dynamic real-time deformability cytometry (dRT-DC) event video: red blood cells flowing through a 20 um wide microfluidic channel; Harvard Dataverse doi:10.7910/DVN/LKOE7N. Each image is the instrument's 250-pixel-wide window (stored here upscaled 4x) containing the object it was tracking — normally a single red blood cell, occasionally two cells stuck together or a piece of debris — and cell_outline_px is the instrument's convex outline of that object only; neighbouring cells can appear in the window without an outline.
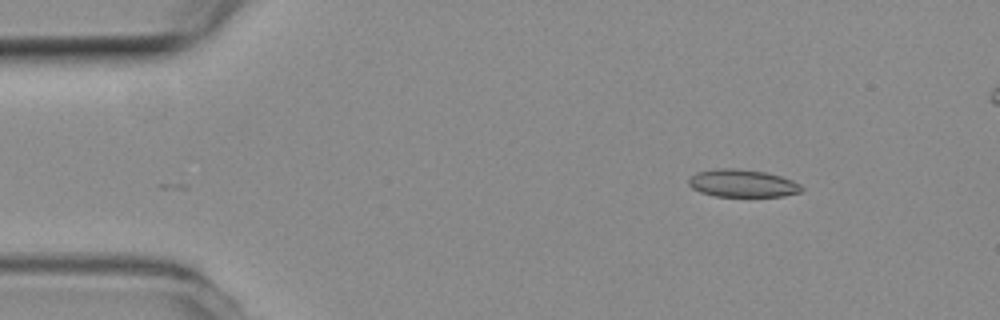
{"species": "common noctule bat (a hibernating species)", "species_latin": "Nyctalus noctula", "temperature_condition": "room temperature", "stored_images_in_passage": 46, "camera_frame_rate_fps": 3000, "um_per_image_px": 0.085, "animal": {"sex": "female", "body_mass_g": 19.3, "forearm_length_mm": 54.1}, "frame": {"image": 1, "passage_image": 1, "time_ms": 0.0, "image_size_px": [1000, 320], "cell_outline_px": [[804, 188], [800, 192], [784, 196], [716, 196], [700, 192], [692, 188], [688, 184], [688, 180], [696, 172], [716, 168], [732, 168], [764, 172], [780, 176], [792, 180], [800, 184]], "centroid_in_image_um": [63.1, 15.58], "position_along_channel_um": 21.9, "area_um2": 18.09}}
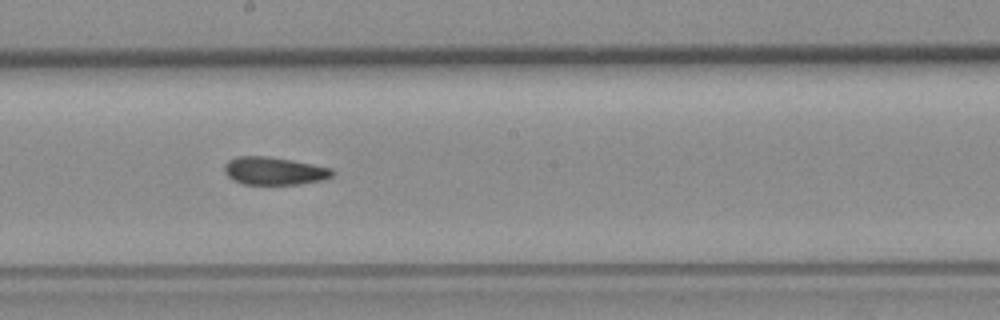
{"frame": {"image": 2, "passage_image": 23, "time_ms": 7.333, "image_size_px": [1000, 320], "cell_outline_px": [[336, 172], [332, 176], [324, 180], [300, 184], [244, 184], [232, 180], [224, 172], [224, 164], [228, 160], [236, 156], [268, 156], [292, 160], [332, 168]], "centroid_in_image_um": [23.31, 14.52], "position_along_channel_um": 224.9, "area_um2": 17.69}}
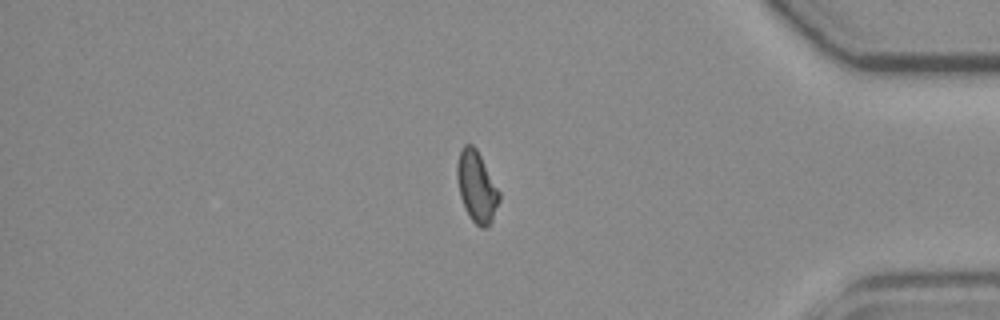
{"frame": {"image": 3, "passage_image": 39, "time_ms": 12.667, "image_size_px": [1000, 320], "cell_outline_px": [[500, 200], [492, 220], [484, 228], [480, 228], [468, 216], [464, 208], [460, 196], [456, 180], [456, 164], [460, 152], [464, 144], [472, 144], [476, 148], [500, 192]], "centroid_in_image_um": [40.49, 15.87], "position_along_channel_um": 394.7, "area_um2": 17.46}, "authors_computed_cell_mechanics": {"area_um2": 17.6868, "velocity_mm_per_s": 3.8062, "shape_relaxation_time_tau1_ms": null, "shape_relaxation_time_tau2_ms": 5.2239, "deformation_change_tau1": null, "deformation_change_tau2": 0.1275}}